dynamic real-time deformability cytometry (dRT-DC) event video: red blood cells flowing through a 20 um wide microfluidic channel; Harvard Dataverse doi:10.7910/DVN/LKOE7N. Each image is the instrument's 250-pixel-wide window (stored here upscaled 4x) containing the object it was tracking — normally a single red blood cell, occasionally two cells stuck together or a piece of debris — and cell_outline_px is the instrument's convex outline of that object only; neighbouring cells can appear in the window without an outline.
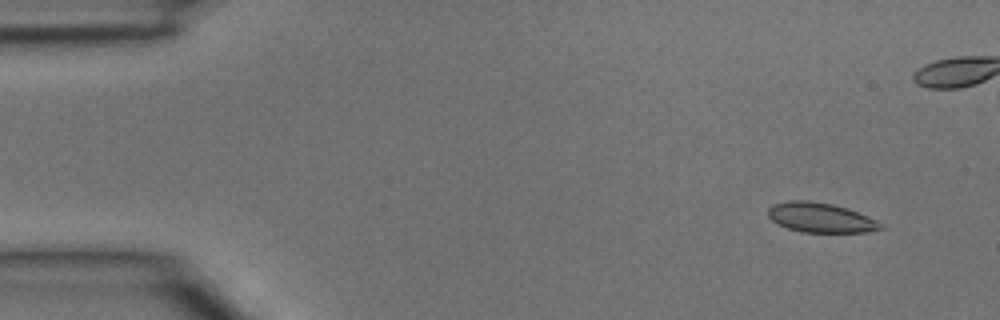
{"species": "common noctule bat (a hibernating species)", "species_latin": "Nyctalus noctula", "temperature_condition": "room temperature", "stored_images_in_passage": 5, "segment_of_instrument_passage": [2, 2], "camera_frame_rate_fps": 3000, "um_per_image_px": 0.085, "animal": {"sex": "male", "body_mass_g": 15.6}, "frame": {"image": 1, "passage_image": 5, "time_ms": 1.333, "image_size_px": [1000, 320], "cell_outline_px": [[884, 228], [868, 232], [800, 232], [788, 228], [772, 220], [768, 216], [768, 208], [772, 204], [788, 200], [808, 200], [832, 204], [848, 208], [868, 216], [884, 224]], "centroid_in_image_um": [69.76, 18.49], "position_along_channel_um": 15.2, "area_um2": 19.59}}